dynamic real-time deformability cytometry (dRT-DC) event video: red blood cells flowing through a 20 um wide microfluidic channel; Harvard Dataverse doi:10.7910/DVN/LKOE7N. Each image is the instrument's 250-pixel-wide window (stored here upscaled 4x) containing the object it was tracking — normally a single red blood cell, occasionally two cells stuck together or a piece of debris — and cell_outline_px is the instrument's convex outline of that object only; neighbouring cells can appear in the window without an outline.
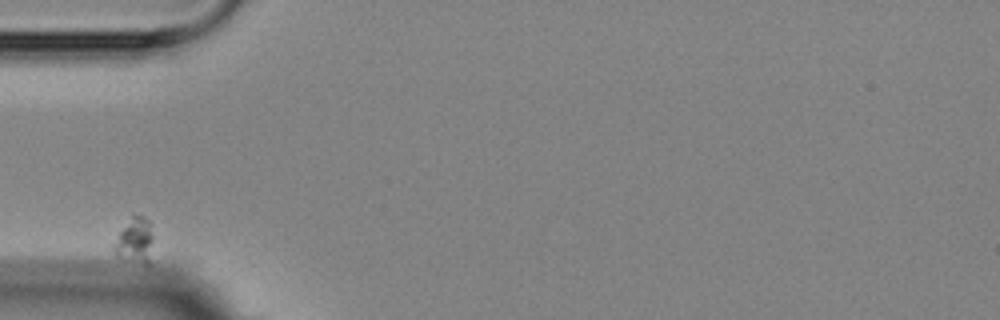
{"species": "Egyptian fruit bat (a non-hibernating species)", "species_latin": "Rousettus aegyptiacus", "temperature_condition": "room temperature", "stored_images_in_passage": 10, "camera_frame_rate_fps": 3000, "um_per_image_px": 0.085, "animal": {"sex": "female"}, "frame": {"image": 1, "passage_image": 1, "time_ms": 0.0, "image_size_px": [1000, 320], "cell_outline_px": [[152, 240], [148, 264], [144, 264], [120, 256], [112, 252], [112, 244], [132, 212], [136, 212], [144, 216], [148, 220], [152, 236]], "centroid_in_image_um": [11.42, 20.36], "position_along_channel_um": 73.6, "area_um2": 10.35}}
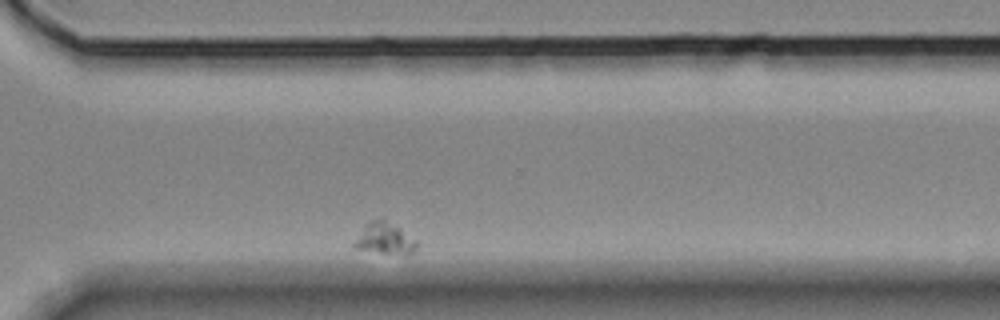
{"frame": {"image": 2, "passage_image": 10, "time_ms": 11.333, "image_size_px": [1000, 320], "cell_outline_px": [[416, 244], [412, 252], [404, 256], [388, 256], [356, 248], [352, 244], [364, 228], [376, 216], [380, 216], [416, 240]], "centroid_in_image_um": [32.69, 20.33], "position_along_channel_um": 337.9, "area_um2": 11.56}}